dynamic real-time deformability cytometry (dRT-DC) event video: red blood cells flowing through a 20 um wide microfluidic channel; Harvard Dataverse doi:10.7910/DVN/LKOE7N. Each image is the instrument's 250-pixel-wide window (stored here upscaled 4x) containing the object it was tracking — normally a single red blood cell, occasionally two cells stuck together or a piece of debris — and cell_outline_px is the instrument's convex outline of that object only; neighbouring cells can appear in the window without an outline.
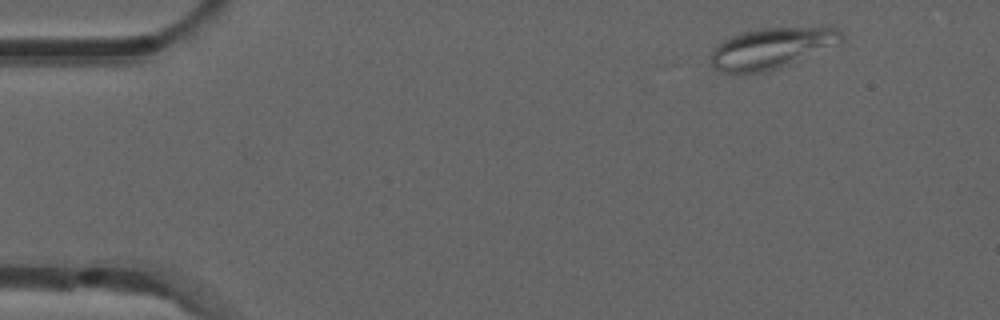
{"species": "common noctule bat (a hibernating species)", "species_latin": "Nyctalus noctula", "temperature_condition": "room temperature", "stored_images_in_passage": 4, "camera_frame_rate_fps": 3000, "um_per_image_px": 0.085, "animal": {"sex": "male", "forearm_length_mm": 52.5}, "frame": {"image": 1, "passage_image": 1, "time_ms": 0.0, "image_size_px": [1000, 320], "cell_outline_px": [[844, 40], [788, 64], [764, 72], [724, 72], [712, 68], [712, 48], [716, 44], [740, 32], [756, 28], [836, 28], [844, 32]], "centroid_in_image_um": [65.52, 4.08], "position_along_channel_um": 19.5, "area_um2": 30.4}}